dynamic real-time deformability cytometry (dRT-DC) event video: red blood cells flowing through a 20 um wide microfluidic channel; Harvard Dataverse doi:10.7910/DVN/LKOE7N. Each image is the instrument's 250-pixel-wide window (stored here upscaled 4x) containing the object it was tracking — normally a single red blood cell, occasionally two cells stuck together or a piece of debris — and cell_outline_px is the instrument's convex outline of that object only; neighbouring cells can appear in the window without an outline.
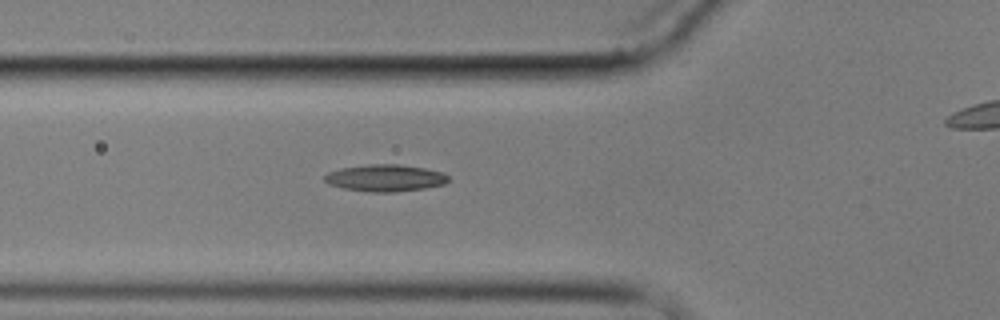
{"species": "common noctule bat (a hibernating species)", "species_latin": "Nyctalus noctula", "temperature_condition": "cold", "stored_images_in_passage": 6, "segment_of_instrument_passage": [1, 2], "camera_frame_rate_fps": 3000, "um_per_image_px": 0.085, "animal": {"sex": "male", "body_mass_g": 17.9}, "frame": {"image": 1, "passage_image": 5, "time_ms": 4.667, "image_size_px": [1000, 320], "cell_outline_px": [[448, 180], [444, 184], [424, 188], [396, 192], [372, 192], [344, 188], [328, 184], [324, 180], [324, 176], [328, 172], [340, 168], [368, 164], [400, 164], [424, 168], [444, 172], [448, 176]], "centroid_in_image_um": [32.74, 15.12], "position_along_channel_um": 93.1, "area_um2": 19.42}}